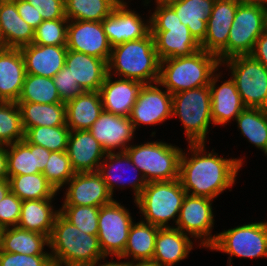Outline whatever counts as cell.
<instances>
[{"label":"cell","mask_w":267,"mask_h":266,"mask_svg":"<svg viewBox=\"0 0 267 266\" xmlns=\"http://www.w3.org/2000/svg\"><path fill=\"white\" fill-rule=\"evenodd\" d=\"M206 144H187L180 158L179 180L188 195L214 200L225 190L232 191L246 156H220L214 148L208 151Z\"/></svg>","instance_id":"cell-1"},{"label":"cell","mask_w":267,"mask_h":266,"mask_svg":"<svg viewBox=\"0 0 267 266\" xmlns=\"http://www.w3.org/2000/svg\"><path fill=\"white\" fill-rule=\"evenodd\" d=\"M48 249L55 266H94L105 258L98 236L82 232L60 212L54 220Z\"/></svg>","instance_id":"cell-2"},{"label":"cell","mask_w":267,"mask_h":266,"mask_svg":"<svg viewBox=\"0 0 267 266\" xmlns=\"http://www.w3.org/2000/svg\"><path fill=\"white\" fill-rule=\"evenodd\" d=\"M160 62L154 37L149 32L141 39L126 41L112 47L107 63L108 74L152 84L159 80Z\"/></svg>","instance_id":"cell-3"},{"label":"cell","mask_w":267,"mask_h":266,"mask_svg":"<svg viewBox=\"0 0 267 266\" xmlns=\"http://www.w3.org/2000/svg\"><path fill=\"white\" fill-rule=\"evenodd\" d=\"M220 68L218 56L200 49L189 56L161 60L158 82L173 95L208 86Z\"/></svg>","instance_id":"cell-4"},{"label":"cell","mask_w":267,"mask_h":266,"mask_svg":"<svg viewBox=\"0 0 267 266\" xmlns=\"http://www.w3.org/2000/svg\"><path fill=\"white\" fill-rule=\"evenodd\" d=\"M186 194L179 179L148 182L133 202L142 221L159 228H174Z\"/></svg>","instance_id":"cell-5"},{"label":"cell","mask_w":267,"mask_h":266,"mask_svg":"<svg viewBox=\"0 0 267 266\" xmlns=\"http://www.w3.org/2000/svg\"><path fill=\"white\" fill-rule=\"evenodd\" d=\"M154 9L147 16L160 60L189 56L201 49L188 26L181 23L171 6H155Z\"/></svg>","instance_id":"cell-6"},{"label":"cell","mask_w":267,"mask_h":266,"mask_svg":"<svg viewBox=\"0 0 267 266\" xmlns=\"http://www.w3.org/2000/svg\"><path fill=\"white\" fill-rule=\"evenodd\" d=\"M173 118L179 119L182 123L181 129H184L187 143H209L207 134L211 131L210 127H214L209 85L173 94Z\"/></svg>","instance_id":"cell-7"},{"label":"cell","mask_w":267,"mask_h":266,"mask_svg":"<svg viewBox=\"0 0 267 266\" xmlns=\"http://www.w3.org/2000/svg\"><path fill=\"white\" fill-rule=\"evenodd\" d=\"M182 151L183 149L175 144L157 139L135 145L132 143L125 152L146 181L155 182L179 179Z\"/></svg>","instance_id":"cell-8"},{"label":"cell","mask_w":267,"mask_h":266,"mask_svg":"<svg viewBox=\"0 0 267 266\" xmlns=\"http://www.w3.org/2000/svg\"><path fill=\"white\" fill-rule=\"evenodd\" d=\"M210 251L229 255L227 266H233V257L267 258V221L249 222L217 233Z\"/></svg>","instance_id":"cell-9"},{"label":"cell","mask_w":267,"mask_h":266,"mask_svg":"<svg viewBox=\"0 0 267 266\" xmlns=\"http://www.w3.org/2000/svg\"><path fill=\"white\" fill-rule=\"evenodd\" d=\"M265 30L264 5L240 2L229 30L227 46L217 55L219 61L238 55H250L256 40Z\"/></svg>","instance_id":"cell-10"},{"label":"cell","mask_w":267,"mask_h":266,"mask_svg":"<svg viewBox=\"0 0 267 266\" xmlns=\"http://www.w3.org/2000/svg\"><path fill=\"white\" fill-rule=\"evenodd\" d=\"M221 66L229 70L245 107L267 109V68L262 63L251 55H238Z\"/></svg>","instance_id":"cell-11"},{"label":"cell","mask_w":267,"mask_h":266,"mask_svg":"<svg viewBox=\"0 0 267 266\" xmlns=\"http://www.w3.org/2000/svg\"><path fill=\"white\" fill-rule=\"evenodd\" d=\"M130 209L116 198L100 207L98 240L105 257H120L125 249L129 230L134 223Z\"/></svg>","instance_id":"cell-12"},{"label":"cell","mask_w":267,"mask_h":266,"mask_svg":"<svg viewBox=\"0 0 267 266\" xmlns=\"http://www.w3.org/2000/svg\"><path fill=\"white\" fill-rule=\"evenodd\" d=\"M214 201L186 194L180 208L175 228L194 238V241L198 240L199 249H208L217 237V233L212 234L215 225Z\"/></svg>","instance_id":"cell-13"},{"label":"cell","mask_w":267,"mask_h":266,"mask_svg":"<svg viewBox=\"0 0 267 266\" xmlns=\"http://www.w3.org/2000/svg\"><path fill=\"white\" fill-rule=\"evenodd\" d=\"M159 83L143 84L130 114L135 131L172 119V94ZM142 125V126H141Z\"/></svg>","instance_id":"cell-14"},{"label":"cell","mask_w":267,"mask_h":266,"mask_svg":"<svg viewBox=\"0 0 267 266\" xmlns=\"http://www.w3.org/2000/svg\"><path fill=\"white\" fill-rule=\"evenodd\" d=\"M98 173L102 176L113 197H115L116 190L121 189L122 191L128 187L133 190V200L135 201L148 183L126 152L106 153L100 163Z\"/></svg>","instance_id":"cell-15"},{"label":"cell","mask_w":267,"mask_h":266,"mask_svg":"<svg viewBox=\"0 0 267 266\" xmlns=\"http://www.w3.org/2000/svg\"><path fill=\"white\" fill-rule=\"evenodd\" d=\"M130 1L121 0L111 14L102 20L103 30L112 47L141 39L150 32V18L144 19L135 8L132 10L128 4Z\"/></svg>","instance_id":"cell-16"},{"label":"cell","mask_w":267,"mask_h":266,"mask_svg":"<svg viewBox=\"0 0 267 266\" xmlns=\"http://www.w3.org/2000/svg\"><path fill=\"white\" fill-rule=\"evenodd\" d=\"M62 189V205L101 207L114 200L98 172L75 173Z\"/></svg>","instance_id":"cell-17"},{"label":"cell","mask_w":267,"mask_h":266,"mask_svg":"<svg viewBox=\"0 0 267 266\" xmlns=\"http://www.w3.org/2000/svg\"><path fill=\"white\" fill-rule=\"evenodd\" d=\"M67 49L85 53L109 61L112 46L101 22L69 20L67 26Z\"/></svg>","instance_id":"cell-18"},{"label":"cell","mask_w":267,"mask_h":266,"mask_svg":"<svg viewBox=\"0 0 267 266\" xmlns=\"http://www.w3.org/2000/svg\"><path fill=\"white\" fill-rule=\"evenodd\" d=\"M88 131L101 144L106 153L125 152L136 138L133 123L128 117L115 115L105 110L101 112Z\"/></svg>","instance_id":"cell-19"},{"label":"cell","mask_w":267,"mask_h":266,"mask_svg":"<svg viewBox=\"0 0 267 266\" xmlns=\"http://www.w3.org/2000/svg\"><path fill=\"white\" fill-rule=\"evenodd\" d=\"M220 70L212 76L209 84L214 127L229 125L245 109L235 81L231 77L224 79L223 71L220 72ZM222 78L224 80H221ZM219 82L221 84H218Z\"/></svg>","instance_id":"cell-20"},{"label":"cell","mask_w":267,"mask_h":266,"mask_svg":"<svg viewBox=\"0 0 267 266\" xmlns=\"http://www.w3.org/2000/svg\"><path fill=\"white\" fill-rule=\"evenodd\" d=\"M142 86L140 81L107 74L99 90L103 110L129 118Z\"/></svg>","instance_id":"cell-21"},{"label":"cell","mask_w":267,"mask_h":266,"mask_svg":"<svg viewBox=\"0 0 267 266\" xmlns=\"http://www.w3.org/2000/svg\"><path fill=\"white\" fill-rule=\"evenodd\" d=\"M239 0H216L207 19V32L200 44L202 50L218 55L226 46Z\"/></svg>","instance_id":"cell-22"},{"label":"cell","mask_w":267,"mask_h":266,"mask_svg":"<svg viewBox=\"0 0 267 266\" xmlns=\"http://www.w3.org/2000/svg\"><path fill=\"white\" fill-rule=\"evenodd\" d=\"M75 173L98 172L106 152L88 130L71 131L66 150Z\"/></svg>","instance_id":"cell-23"},{"label":"cell","mask_w":267,"mask_h":266,"mask_svg":"<svg viewBox=\"0 0 267 266\" xmlns=\"http://www.w3.org/2000/svg\"><path fill=\"white\" fill-rule=\"evenodd\" d=\"M26 74L53 78L64 66L67 46L37 45L20 47Z\"/></svg>","instance_id":"cell-24"},{"label":"cell","mask_w":267,"mask_h":266,"mask_svg":"<svg viewBox=\"0 0 267 266\" xmlns=\"http://www.w3.org/2000/svg\"><path fill=\"white\" fill-rule=\"evenodd\" d=\"M51 151L22 141L7 145V166L9 176L29 175L43 172Z\"/></svg>","instance_id":"cell-25"},{"label":"cell","mask_w":267,"mask_h":266,"mask_svg":"<svg viewBox=\"0 0 267 266\" xmlns=\"http://www.w3.org/2000/svg\"><path fill=\"white\" fill-rule=\"evenodd\" d=\"M65 66L84 91H99L108 74L105 60L73 50L67 51Z\"/></svg>","instance_id":"cell-26"},{"label":"cell","mask_w":267,"mask_h":266,"mask_svg":"<svg viewBox=\"0 0 267 266\" xmlns=\"http://www.w3.org/2000/svg\"><path fill=\"white\" fill-rule=\"evenodd\" d=\"M177 228L158 230L152 261L161 266H174L188 258L196 241Z\"/></svg>","instance_id":"cell-27"},{"label":"cell","mask_w":267,"mask_h":266,"mask_svg":"<svg viewBox=\"0 0 267 266\" xmlns=\"http://www.w3.org/2000/svg\"><path fill=\"white\" fill-rule=\"evenodd\" d=\"M26 76L25 61L20 48L0 51V97L5 102H17Z\"/></svg>","instance_id":"cell-28"},{"label":"cell","mask_w":267,"mask_h":266,"mask_svg":"<svg viewBox=\"0 0 267 266\" xmlns=\"http://www.w3.org/2000/svg\"><path fill=\"white\" fill-rule=\"evenodd\" d=\"M0 39L4 48H20L33 42L34 29L20 17L13 0H0Z\"/></svg>","instance_id":"cell-29"},{"label":"cell","mask_w":267,"mask_h":266,"mask_svg":"<svg viewBox=\"0 0 267 266\" xmlns=\"http://www.w3.org/2000/svg\"><path fill=\"white\" fill-rule=\"evenodd\" d=\"M49 237L17 226L1 229L0 250L25 255H51ZM47 250V251H46Z\"/></svg>","instance_id":"cell-30"},{"label":"cell","mask_w":267,"mask_h":266,"mask_svg":"<svg viewBox=\"0 0 267 266\" xmlns=\"http://www.w3.org/2000/svg\"><path fill=\"white\" fill-rule=\"evenodd\" d=\"M65 104L66 125L71 131L89 130L103 111L99 91H84Z\"/></svg>","instance_id":"cell-31"},{"label":"cell","mask_w":267,"mask_h":266,"mask_svg":"<svg viewBox=\"0 0 267 266\" xmlns=\"http://www.w3.org/2000/svg\"><path fill=\"white\" fill-rule=\"evenodd\" d=\"M54 200H24L17 227L50 237L54 220L60 212V209L53 204Z\"/></svg>","instance_id":"cell-32"},{"label":"cell","mask_w":267,"mask_h":266,"mask_svg":"<svg viewBox=\"0 0 267 266\" xmlns=\"http://www.w3.org/2000/svg\"><path fill=\"white\" fill-rule=\"evenodd\" d=\"M160 228L141 219L132 224L127 243L120 258L129 262L152 260L155 241ZM131 258V259H130Z\"/></svg>","instance_id":"cell-33"},{"label":"cell","mask_w":267,"mask_h":266,"mask_svg":"<svg viewBox=\"0 0 267 266\" xmlns=\"http://www.w3.org/2000/svg\"><path fill=\"white\" fill-rule=\"evenodd\" d=\"M216 0H181L171 5L181 23L188 26L191 35L201 44L207 32V19Z\"/></svg>","instance_id":"cell-34"},{"label":"cell","mask_w":267,"mask_h":266,"mask_svg":"<svg viewBox=\"0 0 267 266\" xmlns=\"http://www.w3.org/2000/svg\"><path fill=\"white\" fill-rule=\"evenodd\" d=\"M24 131L36 126H63L66 124L65 103L17 102Z\"/></svg>","instance_id":"cell-35"},{"label":"cell","mask_w":267,"mask_h":266,"mask_svg":"<svg viewBox=\"0 0 267 266\" xmlns=\"http://www.w3.org/2000/svg\"><path fill=\"white\" fill-rule=\"evenodd\" d=\"M235 122L241 136L267 157V109L245 107Z\"/></svg>","instance_id":"cell-36"},{"label":"cell","mask_w":267,"mask_h":266,"mask_svg":"<svg viewBox=\"0 0 267 266\" xmlns=\"http://www.w3.org/2000/svg\"><path fill=\"white\" fill-rule=\"evenodd\" d=\"M9 183L11 192L22 201L32 199H56V196L59 194L47 181L42 172L29 175L9 176Z\"/></svg>","instance_id":"cell-37"},{"label":"cell","mask_w":267,"mask_h":266,"mask_svg":"<svg viewBox=\"0 0 267 266\" xmlns=\"http://www.w3.org/2000/svg\"><path fill=\"white\" fill-rule=\"evenodd\" d=\"M121 0H64L68 20L101 22Z\"/></svg>","instance_id":"cell-38"},{"label":"cell","mask_w":267,"mask_h":266,"mask_svg":"<svg viewBox=\"0 0 267 266\" xmlns=\"http://www.w3.org/2000/svg\"><path fill=\"white\" fill-rule=\"evenodd\" d=\"M17 102L47 104L65 103L61 101L52 78L33 74H26L22 91Z\"/></svg>","instance_id":"cell-39"},{"label":"cell","mask_w":267,"mask_h":266,"mask_svg":"<svg viewBox=\"0 0 267 266\" xmlns=\"http://www.w3.org/2000/svg\"><path fill=\"white\" fill-rule=\"evenodd\" d=\"M71 130L63 126H36L25 131V139L31 143L42 146L49 151H66Z\"/></svg>","instance_id":"cell-40"},{"label":"cell","mask_w":267,"mask_h":266,"mask_svg":"<svg viewBox=\"0 0 267 266\" xmlns=\"http://www.w3.org/2000/svg\"><path fill=\"white\" fill-rule=\"evenodd\" d=\"M25 131L17 102L0 104V144L7 146L22 141Z\"/></svg>","instance_id":"cell-41"},{"label":"cell","mask_w":267,"mask_h":266,"mask_svg":"<svg viewBox=\"0 0 267 266\" xmlns=\"http://www.w3.org/2000/svg\"><path fill=\"white\" fill-rule=\"evenodd\" d=\"M42 174L55 190L60 193L75 174L67 152L52 151Z\"/></svg>","instance_id":"cell-42"},{"label":"cell","mask_w":267,"mask_h":266,"mask_svg":"<svg viewBox=\"0 0 267 266\" xmlns=\"http://www.w3.org/2000/svg\"><path fill=\"white\" fill-rule=\"evenodd\" d=\"M60 213L84 233L98 236L100 207L61 205Z\"/></svg>","instance_id":"cell-43"},{"label":"cell","mask_w":267,"mask_h":266,"mask_svg":"<svg viewBox=\"0 0 267 266\" xmlns=\"http://www.w3.org/2000/svg\"><path fill=\"white\" fill-rule=\"evenodd\" d=\"M68 19L44 20L34 30V44L37 45H67Z\"/></svg>","instance_id":"cell-44"},{"label":"cell","mask_w":267,"mask_h":266,"mask_svg":"<svg viewBox=\"0 0 267 266\" xmlns=\"http://www.w3.org/2000/svg\"><path fill=\"white\" fill-rule=\"evenodd\" d=\"M22 202L11 191L0 201V229L18 225Z\"/></svg>","instance_id":"cell-45"},{"label":"cell","mask_w":267,"mask_h":266,"mask_svg":"<svg viewBox=\"0 0 267 266\" xmlns=\"http://www.w3.org/2000/svg\"><path fill=\"white\" fill-rule=\"evenodd\" d=\"M0 266H54L51 255H25L0 250Z\"/></svg>","instance_id":"cell-46"},{"label":"cell","mask_w":267,"mask_h":266,"mask_svg":"<svg viewBox=\"0 0 267 266\" xmlns=\"http://www.w3.org/2000/svg\"><path fill=\"white\" fill-rule=\"evenodd\" d=\"M62 102L74 99L84 92L70 74V69L64 66L53 78Z\"/></svg>","instance_id":"cell-47"},{"label":"cell","mask_w":267,"mask_h":266,"mask_svg":"<svg viewBox=\"0 0 267 266\" xmlns=\"http://www.w3.org/2000/svg\"><path fill=\"white\" fill-rule=\"evenodd\" d=\"M36 8L43 20L67 19L64 0H26Z\"/></svg>","instance_id":"cell-48"},{"label":"cell","mask_w":267,"mask_h":266,"mask_svg":"<svg viewBox=\"0 0 267 266\" xmlns=\"http://www.w3.org/2000/svg\"><path fill=\"white\" fill-rule=\"evenodd\" d=\"M16 3L20 17L29 24L34 30L44 21L36 8L26 0H13Z\"/></svg>","instance_id":"cell-49"},{"label":"cell","mask_w":267,"mask_h":266,"mask_svg":"<svg viewBox=\"0 0 267 266\" xmlns=\"http://www.w3.org/2000/svg\"><path fill=\"white\" fill-rule=\"evenodd\" d=\"M250 55L267 68V30L256 40L254 49Z\"/></svg>","instance_id":"cell-50"},{"label":"cell","mask_w":267,"mask_h":266,"mask_svg":"<svg viewBox=\"0 0 267 266\" xmlns=\"http://www.w3.org/2000/svg\"><path fill=\"white\" fill-rule=\"evenodd\" d=\"M9 179L7 166V146L0 144V180Z\"/></svg>","instance_id":"cell-51"},{"label":"cell","mask_w":267,"mask_h":266,"mask_svg":"<svg viewBox=\"0 0 267 266\" xmlns=\"http://www.w3.org/2000/svg\"><path fill=\"white\" fill-rule=\"evenodd\" d=\"M111 258L112 259L110 261H108L107 259H109V258L108 257H105V258L101 259L94 266H131V262H129L128 260L122 259L120 257H116L117 260L115 261L114 260L115 259L114 257H111ZM122 260H124V261H122Z\"/></svg>","instance_id":"cell-52"},{"label":"cell","mask_w":267,"mask_h":266,"mask_svg":"<svg viewBox=\"0 0 267 266\" xmlns=\"http://www.w3.org/2000/svg\"><path fill=\"white\" fill-rule=\"evenodd\" d=\"M9 179L0 180V201L10 192Z\"/></svg>","instance_id":"cell-53"},{"label":"cell","mask_w":267,"mask_h":266,"mask_svg":"<svg viewBox=\"0 0 267 266\" xmlns=\"http://www.w3.org/2000/svg\"><path fill=\"white\" fill-rule=\"evenodd\" d=\"M131 266H161L152 260L131 262Z\"/></svg>","instance_id":"cell-54"},{"label":"cell","mask_w":267,"mask_h":266,"mask_svg":"<svg viewBox=\"0 0 267 266\" xmlns=\"http://www.w3.org/2000/svg\"><path fill=\"white\" fill-rule=\"evenodd\" d=\"M181 0H154L155 6H171Z\"/></svg>","instance_id":"cell-55"},{"label":"cell","mask_w":267,"mask_h":266,"mask_svg":"<svg viewBox=\"0 0 267 266\" xmlns=\"http://www.w3.org/2000/svg\"><path fill=\"white\" fill-rule=\"evenodd\" d=\"M239 1L243 3H257V4H263V5L267 4V0H239Z\"/></svg>","instance_id":"cell-56"},{"label":"cell","mask_w":267,"mask_h":266,"mask_svg":"<svg viewBox=\"0 0 267 266\" xmlns=\"http://www.w3.org/2000/svg\"><path fill=\"white\" fill-rule=\"evenodd\" d=\"M264 9H265V20H266V30H267V4L264 5Z\"/></svg>","instance_id":"cell-57"},{"label":"cell","mask_w":267,"mask_h":266,"mask_svg":"<svg viewBox=\"0 0 267 266\" xmlns=\"http://www.w3.org/2000/svg\"><path fill=\"white\" fill-rule=\"evenodd\" d=\"M4 48L3 44H2V41L0 39V51Z\"/></svg>","instance_id":"cell-58"},{"label":"cell","mask_w":267,"mask_h":266,"mask_svg":"<svg viewBox=\"0 0 267 266\" xmlns=\"http://www.w3.org/2000/svg\"><path fill=\"white\" fill-rule=\"evenodd\" d=\"M5 101L0 97V104L4 103Z\"/></svg>","instance_id":"cell-59"}]
</instances>
